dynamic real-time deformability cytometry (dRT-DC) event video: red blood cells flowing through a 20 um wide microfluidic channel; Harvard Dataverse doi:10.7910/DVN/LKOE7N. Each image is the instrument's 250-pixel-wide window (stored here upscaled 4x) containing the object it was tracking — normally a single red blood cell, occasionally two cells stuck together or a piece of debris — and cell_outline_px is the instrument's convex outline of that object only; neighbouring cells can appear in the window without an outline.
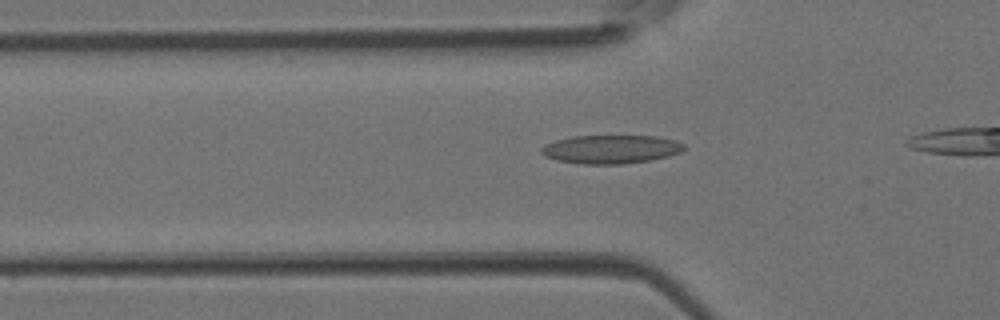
{"species": "Egyptian fruit bat (a non-hibernating species)", "species_latin": "Rousettus aegyptiacus", "temperature_condition": "room temperature", "stored_images_in_passage": 13, "camera_frame_rate_fps": 3000, "um_per_image_px": 0.085, "animal": {"sex": "female"}, "frame": {"image": 1, "passage_image": 8, "time_ms": 2.333, "image_size_px": [1000, 320], "cell_outline_px": [[684, 148], [680, 152], [668, 156], [652, 160], [620, 164], [584, 164], [556, 160], [544, 156], [540, 152], [540, 148], [544, 144], [556, 140], [572, 136], [656, 136], [676, 140], [684, 144]], "centroid_in_image_um": [51.9, 12.68], "position_along_channel_um": 73.9, "area_um2": 23.81}}
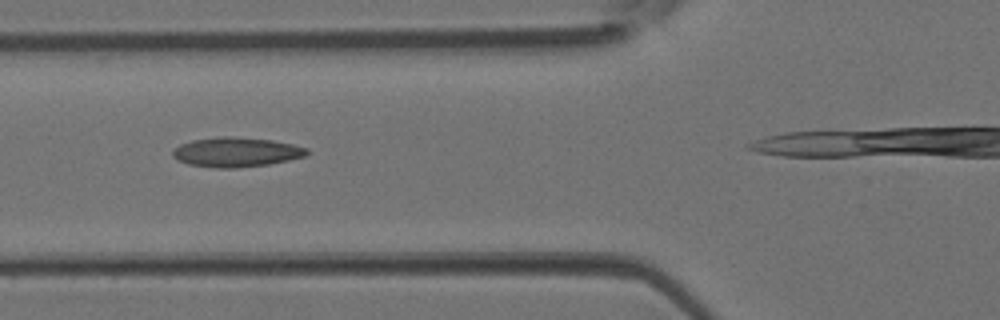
{"frame": {"image": 2, "passage_image": 10, "time_ms": 3.0, "image_size_px": [1000, 320], "cell_outline_px": [[308, 152], [304, 156], [288, 160], [268, 164], [236, 168], [216, 168], [188, 164], [176, 160], [172, 156], [172, 152], [180, 144], [192, 140], [220, 136], [232, 136], [272, 140], [292, 144], [308, 148]], "centroid_in_image_um": [20.05, 12.93], "position_along_channel_um": 105.8, "area_um2": 23.12}}